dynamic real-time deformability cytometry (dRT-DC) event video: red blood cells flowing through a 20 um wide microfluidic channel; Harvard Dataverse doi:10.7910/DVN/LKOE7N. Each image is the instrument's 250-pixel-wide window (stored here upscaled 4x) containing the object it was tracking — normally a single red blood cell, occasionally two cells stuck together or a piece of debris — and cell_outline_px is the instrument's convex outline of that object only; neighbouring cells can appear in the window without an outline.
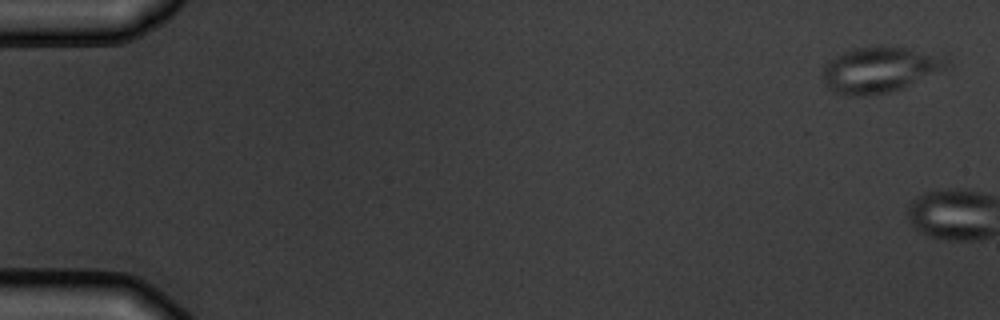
{"species": "common noctule bat (a hibernating species)", "species_latin": "Nyctalus noctula", "temperature_condition": "warm", "stored_images_in_passage": 2, "camera_frame_rate_fps": 3000, "um_per_image_px": 0.085, "animal": {"sex": "male", "body_mass_g": 19.5, "forearm_length_mm": 54.6}, "frame": {"image": 1, "passage_image": 1, "time_ms": 0.0, "image_size_px": [1000, 320], "cell_outline_px": [[952, 64], [948, 68], [904, 88], [888, 92], [864, 96], [844, 96], [832, 92], [828, 88], [824, 80], [824, 68], [828, 60], [852, 48], [908, 48], [944, 56]], "centroid_in_image_um": [74.8, 5.96], "position_along_channel_um": 10.2, "area_um2": 32.83}}